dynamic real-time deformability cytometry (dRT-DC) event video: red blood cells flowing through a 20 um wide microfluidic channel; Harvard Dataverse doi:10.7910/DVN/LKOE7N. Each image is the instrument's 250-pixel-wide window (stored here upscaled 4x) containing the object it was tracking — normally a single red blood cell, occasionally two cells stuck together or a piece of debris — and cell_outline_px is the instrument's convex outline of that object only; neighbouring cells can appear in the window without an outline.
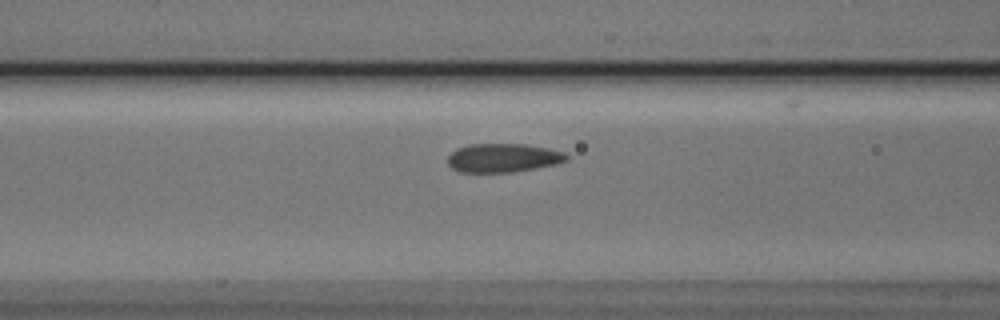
{"species": "Egyptian fruit bat (a non-hibernating species)", "species_latin": "Rousettus aegyptiacus", "temperature_condition": "cold", "stored_images_in_passage": 32, "camera_frame_rate_fps": 3000, "um_per_image_px": 0.085, "animal": {"sex": "male"}, "frame": {"image": 1, "passage_image": 5, "time_ms": 1.333, "image_size_px": [1000, 320], "cell_outline_px": [[568, 160], [560, 164], [512, 172], [460, 172], [452, 168], [448, 164], [448, 156], [456, 148], [468, 144], [524, 144], [548, 148], [564, 152], [568, 156]], "centroid_in_image_um": [42.78, 13.42], "position_along_channel_um": 123.8, "area_um2": 20.06}}
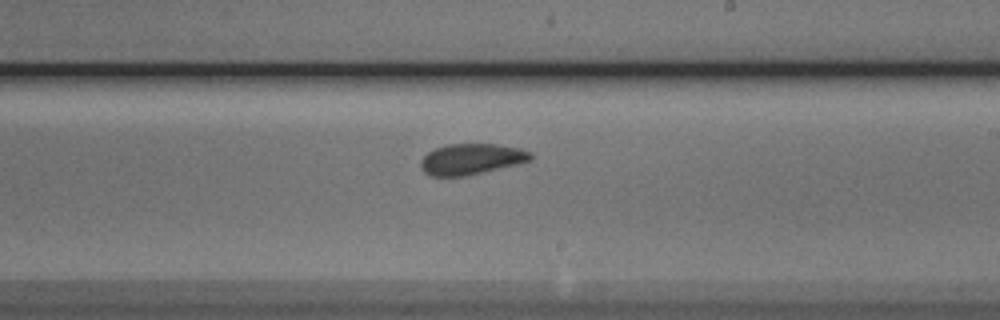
{"frame": {"image": 2, "passage_image": 15, "time_ms": 4.667, "image_size_px": [1000, 320], "cell_outline_px": [[532, 160], [484, 172], [464, 176], [428, 176], [420, 168], [420, 160], [428, 152], [436, 148], [448, 144], [496, 144], [520, 148], [532, 152]], "centroid_in_image_um": [40.05, 13.52], "position_along_channel_um": 249.0, "area_um2": 19.83}}
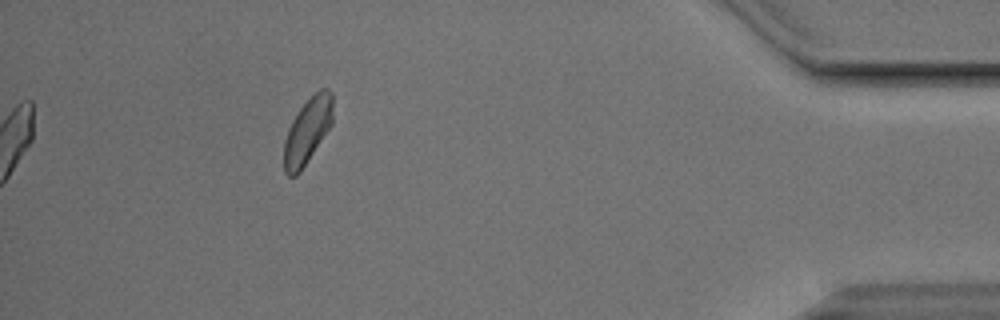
{"frame": {"image": 3, "passage_image": 32, "time_ms": 10.333, "image_size_px": [1000, 320], "cell_outline_px": [[332, 124], [300, 172], [296, 176], [288, 176], [284, 172], [284, 140], [288, 128], [292, 120], [300, 108], [320, 88], [328, 88], [332, 92]], "centroid_in_image_um": [26.12, 11.13], "position_along_channel_um": 409.1, "area_um2": 18.55}, "authors_computed_cell_mechanics": {"area_um2": 19.7965, "velocity_mm_per_s": 3.7596, "shape_relaxation_time_tau1_ms": 7.0525, "shape_relaxation_time_tau2_ms": null, "deformation_change_tau1": 0.1021, "deformation_change_tau2": null}}